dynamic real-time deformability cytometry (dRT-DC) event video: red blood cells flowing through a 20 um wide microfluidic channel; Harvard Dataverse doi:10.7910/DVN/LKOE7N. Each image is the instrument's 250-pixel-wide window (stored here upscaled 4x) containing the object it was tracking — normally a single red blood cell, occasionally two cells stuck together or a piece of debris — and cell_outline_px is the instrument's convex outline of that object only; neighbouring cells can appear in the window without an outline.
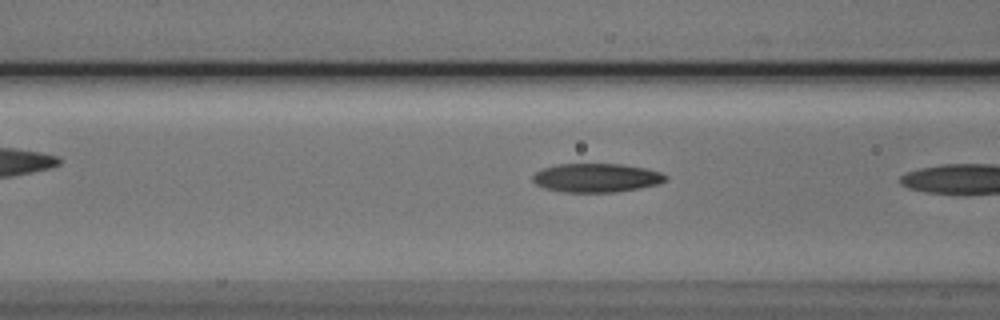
{"species": "Egyptian fruit bat (a non-hibernating species)", "species_latin": "Rousettus aegyptiacus", "temperature_condition": "cold", "stored_images_in_passage": 7, "camera_frame_rate_fps": 3000, "um_per_image_px": 0.085, "animal": {"sex": "male"}, "frame": {"image": 1, "passage_image": 6, "time_ms": 1.667, "image_size_px": [1000, 320], "cell_outline_px": [[668, 180], [660, 184], [640, 188], [616, 192], [564, 192], [544, 188], [536, 184], [532, 180], [532, 176], [536, 172], [544, 168], [556, 164], [620, 164], [644, 168], [660, 172], [668, 176]], "centroid_in_image_um": [50.71, 15.12], "position_along_channel_um": 115.9, "area_um2": 22.37}}